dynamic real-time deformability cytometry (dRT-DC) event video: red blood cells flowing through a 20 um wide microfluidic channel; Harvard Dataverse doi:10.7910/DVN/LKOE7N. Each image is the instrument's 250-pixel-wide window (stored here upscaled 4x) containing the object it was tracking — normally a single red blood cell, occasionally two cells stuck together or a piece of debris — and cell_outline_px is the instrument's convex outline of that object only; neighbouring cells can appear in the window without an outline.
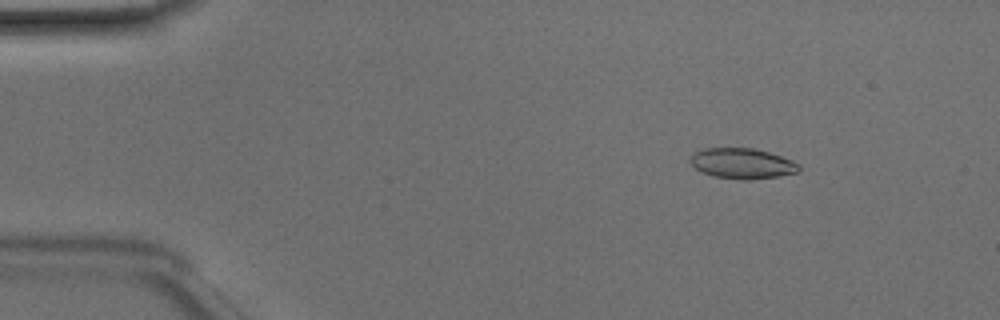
{"species": "Egyptian fruit bat (a non-hibernating species)", "species_latin": "Rousettus aegyptiacus", "temperature_condition": "room temperature", "stored_images_in_passage": 45, "camera_frame_rate_fps": 3000, "um_per_image_px": 0.085, "animal": {"sex": "male"}, "frame": {"image": 1, "passage_image": 3, "time_ms": 0.667, "image_size_px": [1000, 320], "cell_outline_px": [[800, 168], [796, 172], [776, 176], [748, 180], [712, 176], [700, 172], [692, 164], [692, 156], [696, 152], [704, 148], [752, 148], [768, 152], [792, 160], [800, 164]], "centroid_in_image_um": [63.09, 13.89], "position_along_channel_um": 21.9, "area_um2": 18.96}}
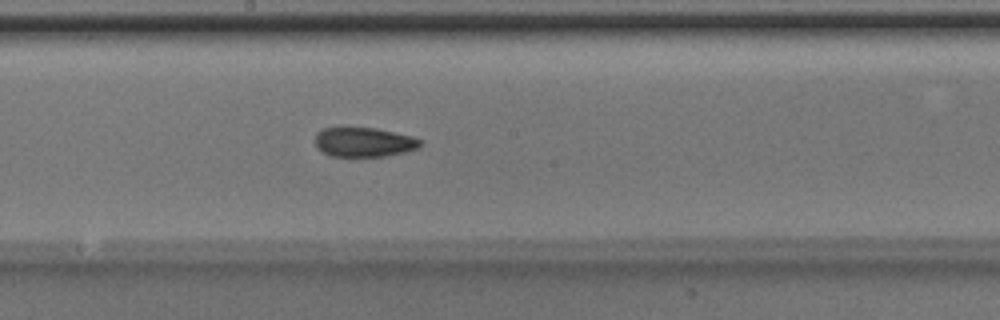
{"frame": {"image": 2, "passage_image": 23, "time_ms": 7.333, "image_size_px": [1000, 320], "cell_outline_px": [[424, 144], [420, 148], [408, 152], [388, 156], [328, 156], [316, 148], [316, 132], [320, 128], [340, 124], [376, 128], [412, 136], [420, 140]], "centroid_in_image_um": [30.89, 12.04], "position_along_channel_um": 217.3, "area_um2": 19.13}}
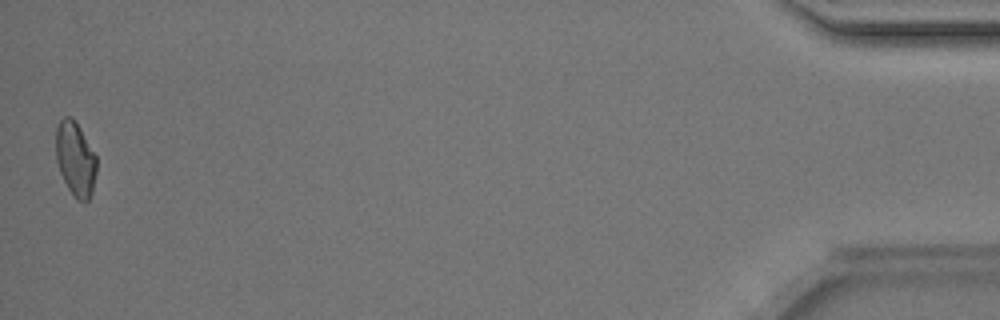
{"frame": {"image": 3, "passage_image": 45, "time_ms": 14.667, "image_size_px": [1000, 320], "cell_outline_px": [[96, 172], [92, 192], [88, 200], [84, 204], [76, 200], [68, 188], [60, 172], [56, 160], [56, 128], [60, 120], [64, 116], [72, 116], [80, 128], [96, 156]], "centroid_in_image_um": [6.4, 13.53], "position_along_channel_um": 428.8, "area_um2": 17.69}, "authors_computed_cell_mechanics": {"area_um2": 18.496, "velocity_mm_per_s": 4.1481, "shape_relaxation_time_tau1_ms": 6.1947, "shape_relaxation_time_tau2_ms": 2.9299, "deformation_change_tau1": 0.1721, "deformation_change_tau2": 0.0967}}